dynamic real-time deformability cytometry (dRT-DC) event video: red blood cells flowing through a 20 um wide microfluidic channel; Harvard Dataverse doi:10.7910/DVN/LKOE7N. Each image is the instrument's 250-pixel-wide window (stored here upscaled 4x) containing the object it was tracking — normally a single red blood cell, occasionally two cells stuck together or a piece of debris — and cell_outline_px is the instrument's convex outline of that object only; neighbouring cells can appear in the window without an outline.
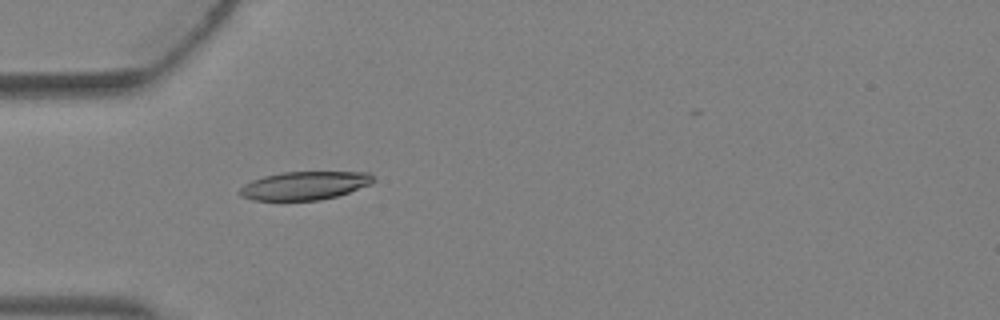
{"species": "Egyptian fruit bat (a non-hibernating species)", "species_latin": "Rousettus aegyptiacus", "temperature_condition": "warm", "stored_images_in_passage": 4, "camera_frame_rate_fps": 3000, "um_per_image_px": 0.085, "animal": {"sex": "female"}, "frame": {"image": 1, "passage_image": 4, "time_ms": 1.0, "image_size_px": [1000, 320], "cell_outline_px": [[376, 180], [372, 184], [336, 196], [320, 200], [252, 200], [240, 196], [236, 192], [244, 184], [252, 180], [264, 176], [280, 172], [372, 172]], "centroid_in_image_um": [25.89, 15.77], "position_along_channel_um": 59.1, "area_um2": 22.25}}